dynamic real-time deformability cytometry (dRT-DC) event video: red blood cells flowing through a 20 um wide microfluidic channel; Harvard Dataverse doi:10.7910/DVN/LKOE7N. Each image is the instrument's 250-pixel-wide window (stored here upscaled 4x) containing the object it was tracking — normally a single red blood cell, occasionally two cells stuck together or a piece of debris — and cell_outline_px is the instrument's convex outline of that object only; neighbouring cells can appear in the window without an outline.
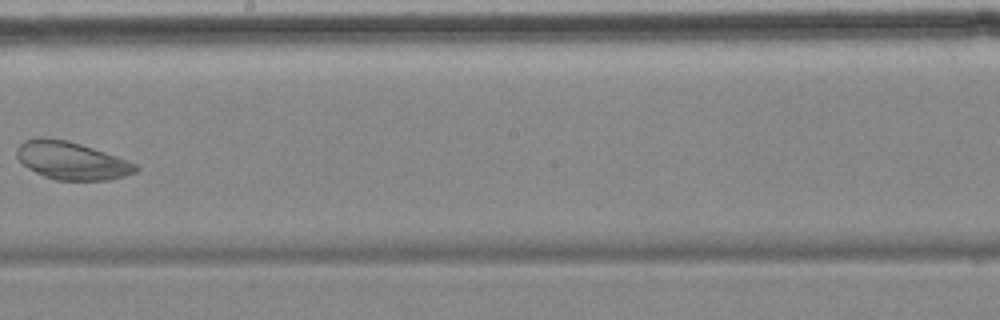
{"species": "common noctule bat (a hibernating species)", "species_latin": "Nyctalus noctula", "temperature_condition": "cold", "stored_images_in_passage": 9, "camera_frame_rate_fps": 3000, "um_per_image_px": 0.085, "animal": {"sex": "female", "body_mass_g": 18.4}, "frame": {"image": 1, "passage_image": 9, "time_ms": 9.667, "image_size_px": [1000, 320], "cell_outline_px": [[140, 168], [136, 172], [124, 176], [108, 180], [56, 180], [44, 176], [28, 168], [16, 156], [16, 148], [24, 140], [36, 136], [40, 136], [68, 140], [116, 156], [136, 164]], "centroid_in_image_um": [6.05, 13.64], "position_along_channel_um": 242.1, "area_um2": 26.18}}